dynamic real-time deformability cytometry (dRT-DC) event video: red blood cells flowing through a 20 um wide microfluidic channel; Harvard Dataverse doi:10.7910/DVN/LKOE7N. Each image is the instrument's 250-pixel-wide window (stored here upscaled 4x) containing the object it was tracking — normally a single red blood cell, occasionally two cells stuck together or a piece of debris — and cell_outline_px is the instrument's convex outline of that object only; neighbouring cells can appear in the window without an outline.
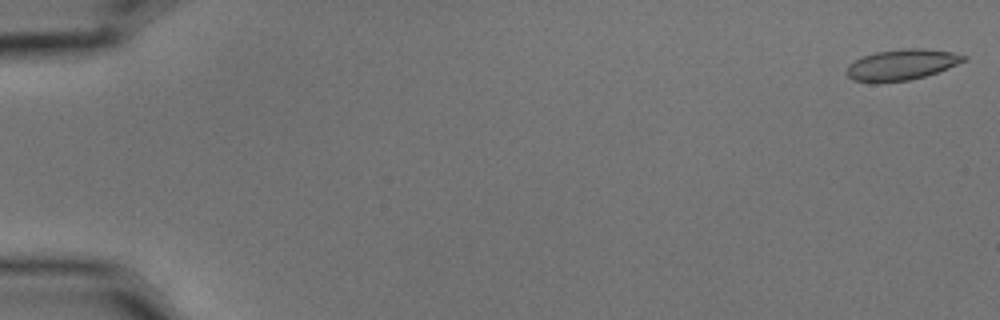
{"species": "common noctule bat (a hibernating species)", "species_latin": "Nyctalus noctula", "temperature_condition": "cold", "stored_images_in_passage": 10, "camera_frame_rate_fps": 3000, "um_per_image_px": 0.085, "animal": {"sex": "male", "body_mass_g": 15.6}, "frame": {"image": 1, "passage_image": 1, "time_ms": 0.0, "image_size_px": [1000, 320], "cell_outline_px": [[968, 60], [948, 68], [924, 76], [908, 80], [872, 84], [852, 80], [844, 72], [848, 64], [864, 56], [876, 52], [900, 48], [924, 48], [952, 52], [968, 56]], "centroid_in_image_um": [76.61, 5.51], "position_along_channel_um": 8.4, "area_um2": 21.39}}